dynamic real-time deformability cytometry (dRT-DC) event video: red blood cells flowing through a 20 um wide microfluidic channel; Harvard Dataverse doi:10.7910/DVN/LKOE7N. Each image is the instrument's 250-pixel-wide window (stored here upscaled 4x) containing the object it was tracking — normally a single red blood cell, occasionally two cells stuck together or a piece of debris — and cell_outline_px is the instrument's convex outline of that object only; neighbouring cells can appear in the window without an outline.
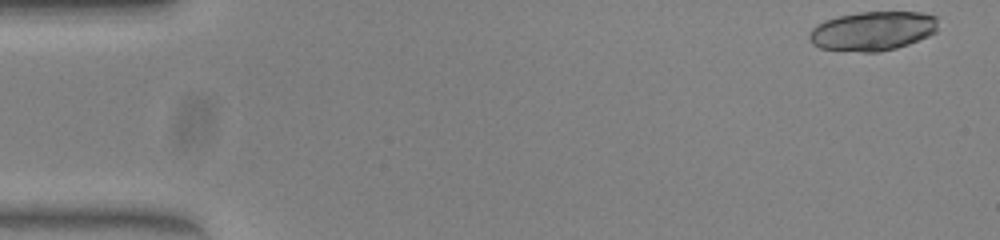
{"species": "common noctule bat (a hibernating species)", "species_latin": "Nyctalus noctula", "temperature_condition": "warm", "stored_images_in_passage": 49, "camera_frame_rate_fps": 3000, "um_per_image_px": 0.085, "animal": {"sex": "female", "body_mass_g": 23.0, "forearm_length_mm": 53.4}, "frame": {"image": 1, "passage_image": 1, "time_ms": 0.0, "image_size_px": [1000, 240], "cell_outline_px": [[936, 32], [928, 36], [908, 44], [896, 48], [880, 52], [864, 52], [820, 48], [812, 44], [808, 36], [812, 28], [816, 24], [824, 20], [840, 16], [860, 12], [920, 12], [936, 16]], "centroid_in_image_um": [74.16, 2.63], "position_along_channel_um": 10.8, "area_um2": 29.36}}